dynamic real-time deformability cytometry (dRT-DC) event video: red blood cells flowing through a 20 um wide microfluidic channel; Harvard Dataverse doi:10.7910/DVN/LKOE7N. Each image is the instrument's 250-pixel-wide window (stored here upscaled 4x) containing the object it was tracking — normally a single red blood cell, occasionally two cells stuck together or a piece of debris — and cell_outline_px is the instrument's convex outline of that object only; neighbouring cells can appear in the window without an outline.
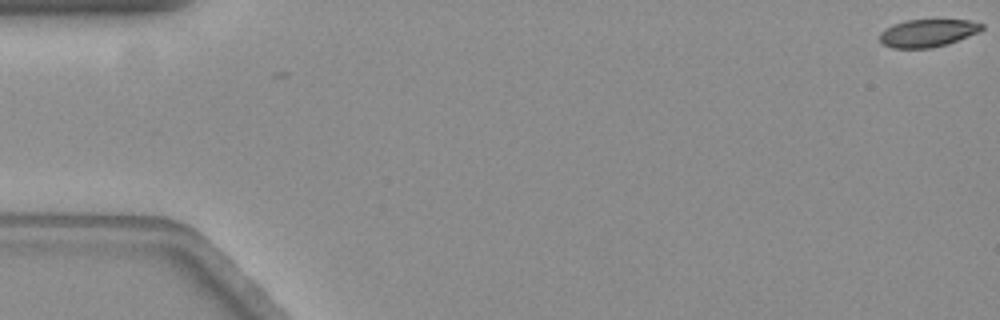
{"species": "common noctule bat (a hibernating species)", "species_latin": "Nyctalus noctula", "temperature_condition": "warm", "stored_images_in_passage": 59, "camera_frame_rate_fps": 3000, "um_per_image_px": 0.085, "animal": {"sex": "female", "body_mass_g": 19.3, "forearm_length_mm": 54.1}, "frame": {"image": 1, "passage_image": 1, "time_ms": 0.0, "image_size_px": [1000, 320], "cell_outline_px": [[984, 28], [980, 32], [948, 44], [932, 48], [892, 48], [884, 44], [880, 40], [880, 32], [892, 24], [904, 20], [968, 20], [984, 24]], "centroid_in_image_um": [78.87, 2.81], "position_along_channel_um": 6.1, "area_um2": 16.59}}
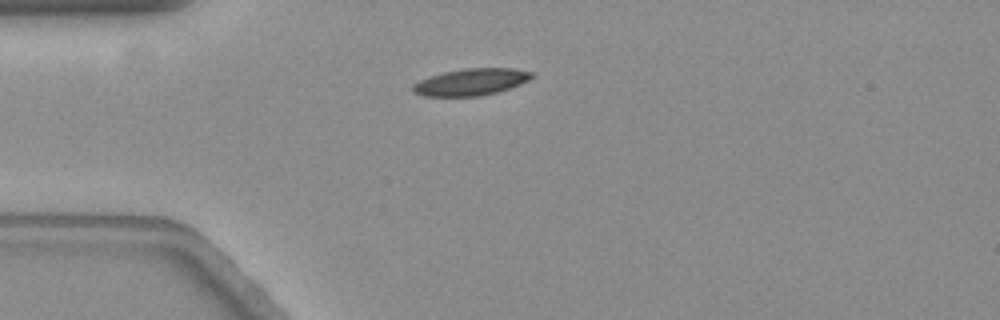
{"frame": {"image": 2, "passage_image": 16, "time_ms": 5.0, "image_size_px": [1000, 320], "cell_outline_px": [[536, 76], [520, 84], [496, 92], [480, 96], [424, 96], [412, 92], [412, 84], [428, 76], [444, 72], [464, 68], [516, 68], [536, 72]], "centroid_in_image_um": [40.06, 6.95], "position_along_channel_um": 44.9, "area_um2": 18.79}}
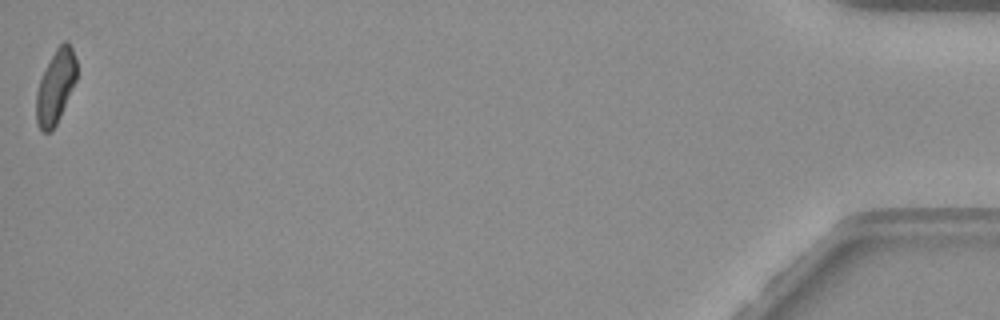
{"frame": {"image": 3, "passage_image": 59, "time_ms": 19.333, "image_size_px": [1000, 320], "cell_outline_px": [[76, 80], [60, 116], [52, 132], [40, 132], [36, 120], [36, 92], [40, 80], [56, 48], [64, 40], [68, 40], [72, 48], [76, 60]], "centroid_in_image_um": [4.72, 7.39], "position_along_channel_um": 430.5, "area_um2": 17.17}, "authors_computed_cell_mechanics": {"area_um2": 18.0914, "velocity_mm_per_s": 3.5414, "shape_relaxation_time_tau1_ms": 5.2981, "shape_relaxation_time_tau2_ms": null, "deformation_change_tau1": 0.1273, "deformation_change_tau2": null}}